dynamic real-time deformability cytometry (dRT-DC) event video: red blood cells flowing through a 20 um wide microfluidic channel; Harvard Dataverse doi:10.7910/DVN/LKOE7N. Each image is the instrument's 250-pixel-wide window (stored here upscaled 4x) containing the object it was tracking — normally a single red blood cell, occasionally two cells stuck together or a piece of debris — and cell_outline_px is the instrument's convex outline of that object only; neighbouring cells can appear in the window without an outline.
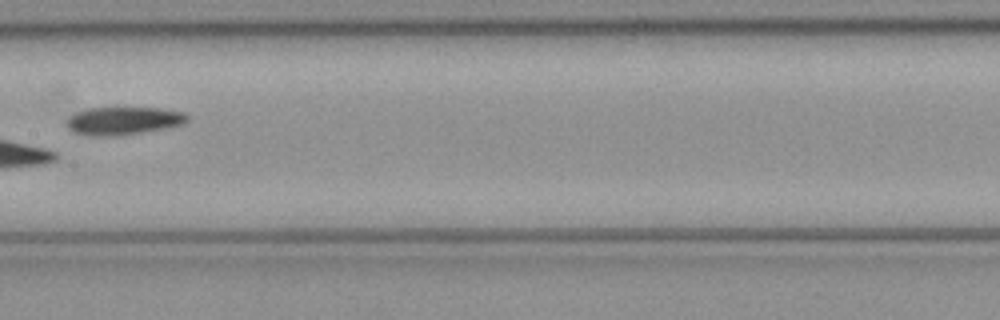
{"species": "common noctule bat (a hibernating species)", "species_latin": "Nyctalus noctula", "temperature_condition": "cold", "stored_images_in_passage": 8, "camera_frame_rate_fps": 3000, "um_per_image_px": 0.085, "animal": {"sex": "female", "body_mass_g": 21.9}, "frame": {"image": 1, "passage_image": 7, "time_ms": 2.0, "image_size_px": [1000, 320], "cell_outline_px": [[188, 120], [184, 124], [164, 128], [140, 132], [112, 136], [88, 136], [72, 132], [68, 128], [68, 120], [76, 112], [88, 108], [160, 108], [184, 112], [188, 116]], "centroid_in_image_um": [10.49, 10.26], "position_along_channel_um": 196.9, "area_um2": 19.42}}
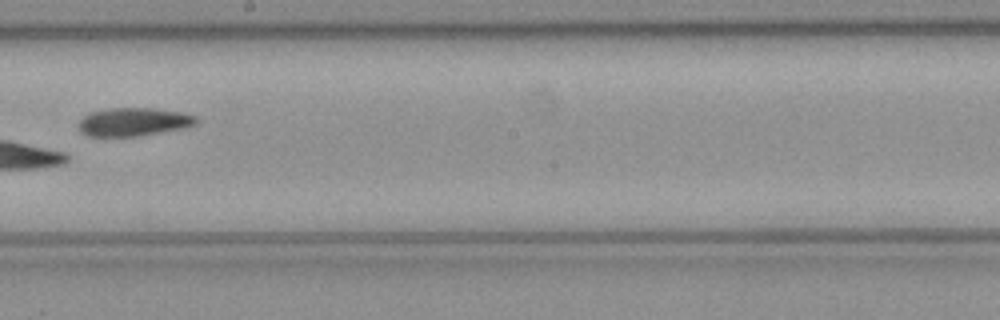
{"frame": {"image": 2, "passage_image": 8, "time_ms": 2.333, "image_size_px": [1000, 320], "cell_outline_px": [[196, 124], [180, 128], [140, 136], [88, 136], [80, 132], [80, 120], [84, 116], [92, 112], [108, 108], [152, 108], [180, 112], [196, 116]], "centroid_in_image_um": [11.33, 10.36], "position_along_channel_um": 236.9, "area_um2": 19.07}}